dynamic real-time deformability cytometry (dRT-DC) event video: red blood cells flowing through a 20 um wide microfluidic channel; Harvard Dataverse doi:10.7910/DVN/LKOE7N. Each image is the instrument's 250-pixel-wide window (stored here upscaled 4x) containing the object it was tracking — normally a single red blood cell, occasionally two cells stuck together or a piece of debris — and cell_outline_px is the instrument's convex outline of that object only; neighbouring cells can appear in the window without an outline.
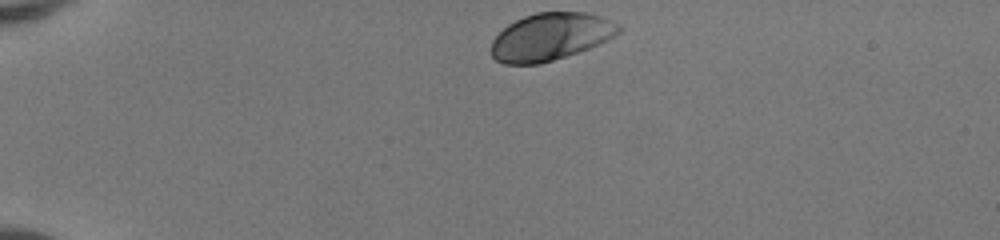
{"species": "human", "species_latin": "Homo sapiens", "temperature_condition": "room temperature", "stored_images_in_passage": 36, "camera_frame_rate_fps": 3000, "um_per_image_px": 0.085, "donor": {"sex": "female"}, "frame": {"image": 1, "passage_image": 1, "time_ms": 0.0, "image_size_px": [1000, 240], "cell_outline_px": [[624, 28], [616, 36], [600, 44], [540, 64], [504, 64], [496, 60], [492, 56], [492, 40], [508, 24], [524, 16], [536, 12], [584, 12], [600, 16], [612, 20], [620, 24]], "centroid_in_image_um": [46.84, 3.11], "position_along_channel_um": 38.2, "area_um2": 35.2}}
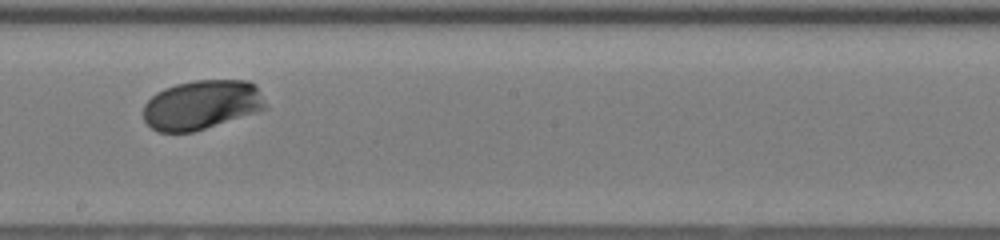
{"frame": {"image": 2, "passage_image": 20, "time_ms": 6.333, "image_size_px": [1000, 240], "cell_outline_px": [[268, 108], [256, 112], [192, 132], [160, 132], [152, 128], [144, 120], [144, 104], [156, 92], [164, 88], [176, 84], [192, 80], [248, 80], [256, 84]], "centroid_in_image_um": [17.14, 8.89], "position_along_channel_um": 231.1, "area_um2": 35.08}}
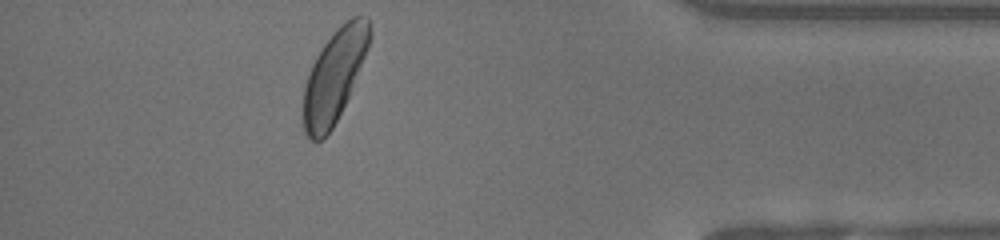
{"frame": {"image": 3, "passage_image": 35, "time_ms": 11.333, "image_size_px": [1000, 240], "cell_outline_px": [[372, 36], [368, 48], [348, 96], [332, 128], [320, 140], [312, 140], [304, 132], [304, 88], [312, 64], [316, 56], [324, 44], [340, 24], [352, 16], [368, 16], [372, 32]], "centroid_in_image_um": [28.44, 6.38], "position_along_channel_um": 406.8, "area_um2": 34.91}, "authors_computed_cell_mechanics": {"area_um2": 34.9112, "velocity_mm_per_s": 4.1145, "shape_relaxation_time_tau1_ms": 1.5263, "shape_relaxation_time_tau2_ms": null, "deformation_change_tau1": 0.102, "deformation_change_tau2": null}}